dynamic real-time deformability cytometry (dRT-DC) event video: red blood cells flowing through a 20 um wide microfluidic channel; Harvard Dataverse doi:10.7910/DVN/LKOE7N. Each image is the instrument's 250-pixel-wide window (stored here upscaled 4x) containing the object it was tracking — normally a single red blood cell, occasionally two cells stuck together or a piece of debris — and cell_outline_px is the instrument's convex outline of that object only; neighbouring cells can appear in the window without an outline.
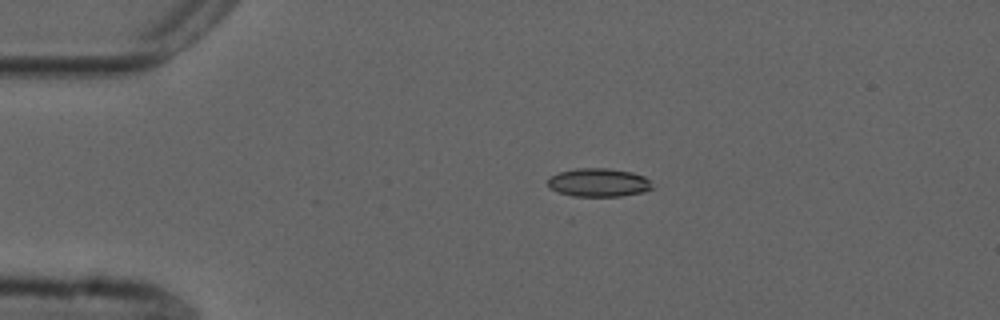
{"species": "common noctule bat (a hibernating species)", "species_latin": "Nyctalus noctula", "temperature_condition": "cold", "stored_images_in_passage": 44, "camera_frame_rate_fps": 3000, "um_per_image_px": 0.085, "animal": {"sex": "male", "forearm_length_mm": 52.5}, "frame": {"image": 1, "passage_image": 1, "time_ms": 0.0, "image_size_px": [1000, 320], "cell_outline_px": [[656, 188], [644, 192], [620, 196], [572, 196], [560, 192], [552, 188], [548, 184], [548, 180], [552, 176], [560, 172], [576, 168], [608, 168], [632, 172], [644, 176]], "centroid_in_image_um": [50.94, 15.51], "position_along_channel_um": 34.1, "area_um2": 17.22}}
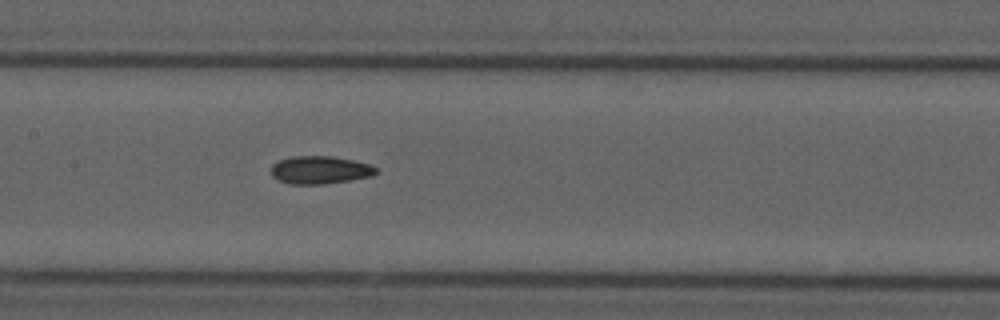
{"frame": {"image": 2, "passage_image": 16, "time_ms": 5.0, "image_size_px": [1000, 320], "cell_outline_px": [[380, 172], [372, 176], [324, 184], [292, 184], [276, 180], [272, 176], [272, 164], [280, 160], [292, 156], [332, 156], [352, 160], [368, 164], [380, 168]], "centroid_in_image_um": [27.22, 14.45], "position_along_channel_um": 180.2, "area_um2": 17.11}}
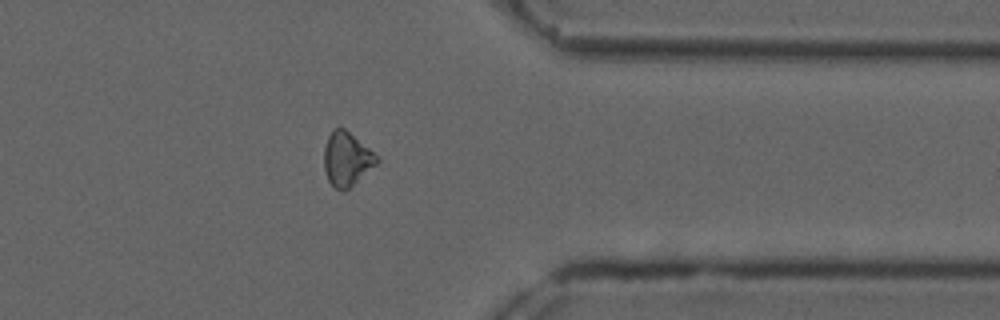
{"frame": {"image": 3, "passage_image": 33, "time_ms": 10.667, "image_size_px": [1000, 320], "cell_outline_px": [[380, 160], [376, 164], [344, 192], [336, 188], [328, 180], [324, 168], [324, 148], [328, 136], [332, 128], [344, 128], [380, 156]], "centroid_in_image_um": [29.48, 13.5], "position_along_channel_um": 381.9, "area_um2": 16.53}, "authors_computed_cell_mechanics": {"area_um2": 16.9354, "velocity_mm_per_s": 3.7537, "shape_relaxation_time_tau1_ms": null, "shape_relaxation_time_tau2_ms": 2.7361, "deformation_change_tau1": null, "deformation_change_tau2": 0.0762}}